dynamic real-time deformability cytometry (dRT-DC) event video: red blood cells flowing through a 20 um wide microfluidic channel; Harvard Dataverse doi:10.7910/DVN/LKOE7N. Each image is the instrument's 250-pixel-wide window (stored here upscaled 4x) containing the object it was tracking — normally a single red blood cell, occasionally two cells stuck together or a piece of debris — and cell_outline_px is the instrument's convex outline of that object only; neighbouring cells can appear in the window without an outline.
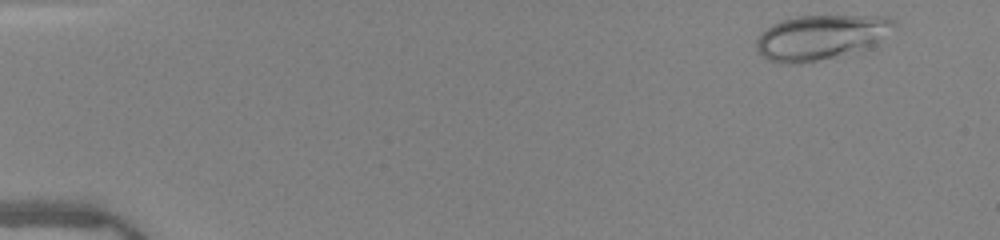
{"species": "human", "species_latin": "Homo sapiens", "temperature_condition": "warm", "stored_images_in_passage": 49, "camera_frame_rate_fps": 3000, "um_per_image_px": 0.085, "donor": {"sex": "female"}, "frame": {"image": 1, "passage_image": 3, "time_ms": 0.667, "image_size_px": [1000, 240], "cell_outline_px": [[900, 28], [872, 44], [832, 56], [800, 64], [780, 64], [768, 60], [756, 52], [756, 40], [760, 32], [772, 24], [796, 16], [888, 16], [896, 20]], "centroid_in_image_um": [69.75, 3.14], "position_along_channel_um": 15.3, "area_um2": 35.78}}
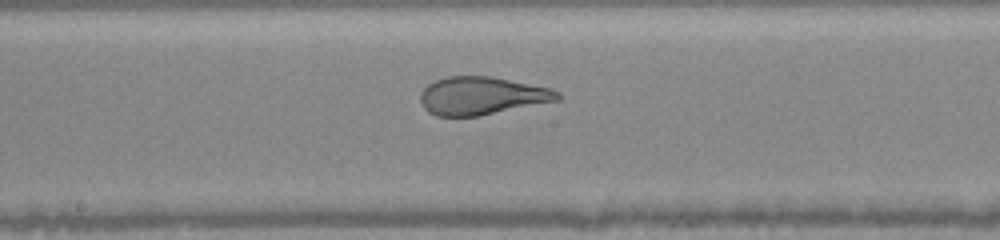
{"frame": {"image": 2, "passage_image": 27, "time_ms": 8.667, "image_size_px": [1000, 240], "cell_outline_px": [[560, 100], [480, 116], [436, 116], [428, 112], [420, 104], [420, 92], [428, 84], [436, 80], [448, 76], [488, 76], [552, 88], [560, 92]], "centroid_in_image_um": [40.94, 8.15], "position_along_channel_um": 207.3, "area_um2": 30.46}}
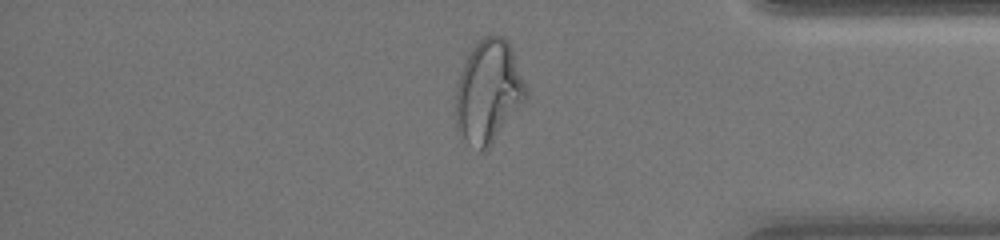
{"frame": {"image": 3, "passage_image": 42, "time_ms": 13.667, "image_size_px": [1000, 240], "cell_outline_px": [[528, 96], [492, 144], [484, 152], [480, 152], [468, 144], [460, 136], [456, 128], [456, 84], [460, 72], [472, 48], [484, 36], [504, 36], [508, 40], [528, 88]], "centroid_in_image_um": [41.51, 7.82], "position_along_channel_um": 393.7, "area_um2": 42.25}, "authors_computed_cell_mechanics": {"area_um2": 33.1772, "velocity_mm_per_s": 4.0626, "shape_relaxation_time_tau1_ms": 9.3867, "shape_relaxation_time_tau2_ms": null, "deformation_change_tau1": 0.3199, "deformation_change_tau2": null}}